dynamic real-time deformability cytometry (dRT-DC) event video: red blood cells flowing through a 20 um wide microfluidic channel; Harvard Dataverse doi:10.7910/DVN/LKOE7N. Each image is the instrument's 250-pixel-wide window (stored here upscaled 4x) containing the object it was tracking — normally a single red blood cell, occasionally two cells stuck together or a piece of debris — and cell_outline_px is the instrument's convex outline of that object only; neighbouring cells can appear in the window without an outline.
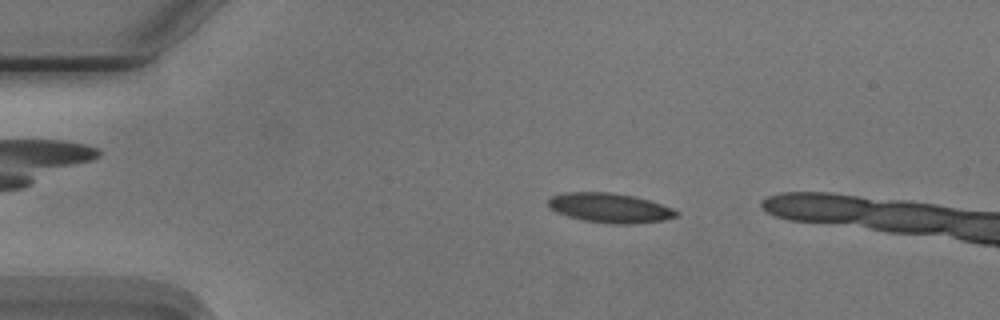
{"species": "Egyptian fruit bat (a non-hibernating species)", "species_latin": "Rousettus aegyptiacus", "temperature_condition": "cold", "stored_images_in_passage": 16, "camera_frame_rate_fps": 3000, "um_per_image_px": 0.085, "animal": {"sex": "male"}, "frame": {"image": 1, "passage_image": 3, "time_ms": 0.667, "image_size_px": [1000, 320], "cell_outline_px": [[680, 216], [664, 220], [636, 224], [612, 224], [584, 220], [568, 216], [556, 212], [548, 208], [548, 200], [552, 196], [564, 192], [608, 192], [632, 196], [648, 200], [672, 208], [680, 212]], "centroid_in_image_um": [51.84, 17.68], "position_along_channel_um": 33.2, "area_um2": 22.14}}
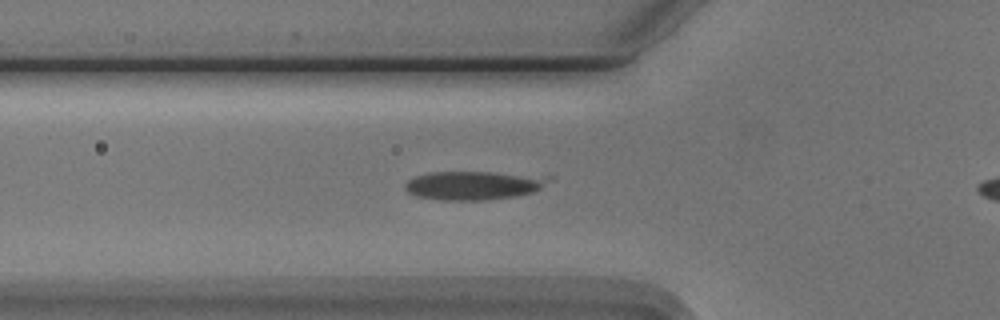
{"frame": {"image": 2, "passage_image": 11, "time_ms": 3.333, "image_size_px": [1000, 320], "cell_outline_px": [[552, 176], [540, 188], [532, 192], [516, 196], [488, 200], [444, 200], [416, 196], [408, 192], [404, 188], [404, 184], [408, 180], [416, 176], [428, 172], [488, 172]], "centroid_in_image_um": [40.22, 15.75], "position_along_channel_um": 85.6, "area_um2": 23.93}}
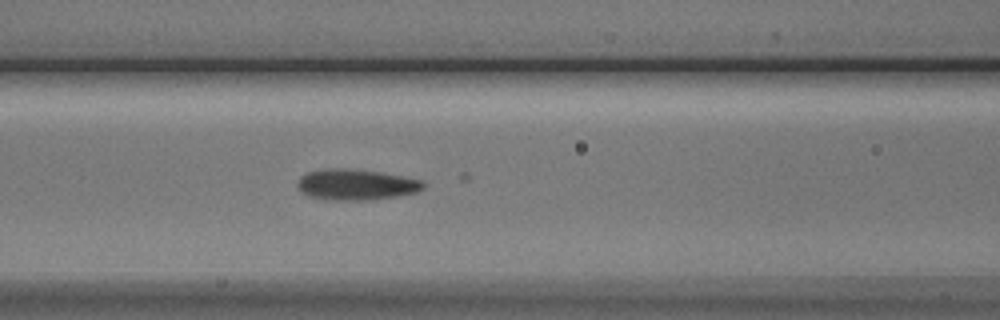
{"frame": {"image": 3, "passage_image": 15, "time_ms": 4.667, "image_size_px": [1000, 320], "cell_outline_px": [[424, 188], [416, 192], [376, 200], [328, 200], [308, 196], [300, 192], [296, 184], [300, 176], [308, 172], [328, 168], [348, 168], [380, 172], [424, 180]], "centroid_in_image_um": [30.24, 15.69], "position_along_channel_um": 136.4, "area_um2": 22.89}}